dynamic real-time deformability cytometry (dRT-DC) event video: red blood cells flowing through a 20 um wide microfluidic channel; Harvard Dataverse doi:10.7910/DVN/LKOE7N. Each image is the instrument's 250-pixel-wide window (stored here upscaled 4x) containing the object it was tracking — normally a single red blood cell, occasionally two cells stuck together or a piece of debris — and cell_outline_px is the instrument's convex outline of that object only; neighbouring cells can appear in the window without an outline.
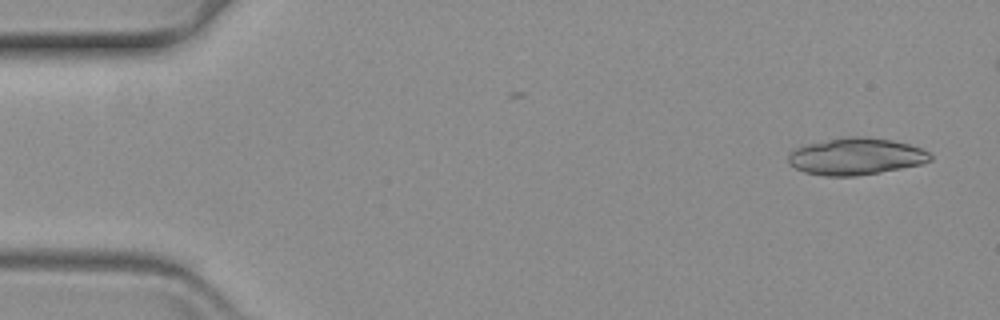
{"species": "common noctule bat (a hibernating species)", "species_latin": "Nyctalus noctula", "temperature_condition": "warm", "stored_images_in_passage": 25, "camera_frame_rate_fps": 3000, "um_per_image_px": 0.085, "animal": {"sex": "female", "body_mass_g": 19.3, "forearm_length_mm": 54.1}, "frame": {"image": 1, "passage_image": 3, "time_ms": 0.667, "image_size_px": [1000, 320], "cell_outline_px": [[932, 160], [920, 164], [880, 172], [856, 176], [828, 176], [804, 172], [796, 168], [788, 160], [788, 152], [796, 148], [808, 144], [848, 136], [864, 136], [892, 140], [908, 144], [920, 148], [928, 152], [932, 156]], "centroid_in_image_um": [72.76, 13.29], "position_along_channel_um": 12.2, "area_um2": 30.23}}
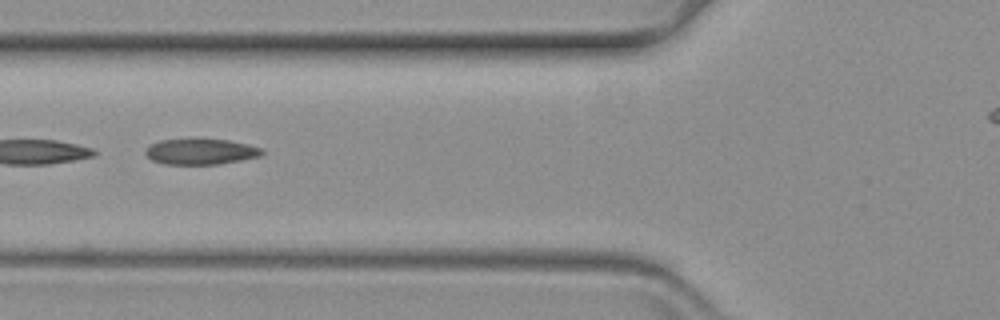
{"frame": {"image": 2, "passage_image": 23, "time_ms": 7.333, "image_size_px": [1000, 320], "cell_outline_px": [[264, 152], [260, 156], [220, 164], [164, 164], [152, 160], [144, 152], [148, 144], [160, 140], [192, 136], [228, 140], [248, 144], [264, 148]], "centroid_in_image_um": [17.03, 12.83], "position_along_channel_um": 108.8, "area_um2": 18.32}}